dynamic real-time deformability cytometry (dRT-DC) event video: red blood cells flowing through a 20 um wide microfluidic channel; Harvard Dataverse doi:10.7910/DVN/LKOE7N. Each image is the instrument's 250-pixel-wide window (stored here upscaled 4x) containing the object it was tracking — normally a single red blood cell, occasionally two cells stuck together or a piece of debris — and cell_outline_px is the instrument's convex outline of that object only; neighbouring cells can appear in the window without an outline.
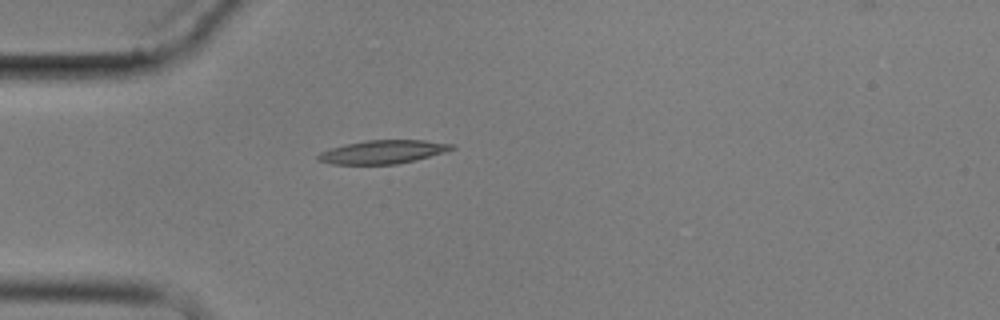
{"species": "common noctule bat (a hibernating species)", "species_latin": "Nyctalus noctula", "temperature_condition": "cold", "stored_images_in_passage": 1, "camera_frame_rate_fps": 3000, "um_per_image_px": 0.085, "animal": {"sex": "male", "body_mass_g": 17.9}, "frame": {"image": 1, "passage_image": 1, "time_ms": 0.0, "image_size_px": [1000, 320], "cell_outline_px": [[456, 148], [444, 152], [416, 160], [396, 164], [332, 164], [316, 160], [316, 156], [320, 152], [344, 144], [364, 140], [424, 140], [456, 144]], "centroid_in_image_um": [32.55, 12.9], "position_along_channel_um": 52.5, "area_um2": 18.38}}